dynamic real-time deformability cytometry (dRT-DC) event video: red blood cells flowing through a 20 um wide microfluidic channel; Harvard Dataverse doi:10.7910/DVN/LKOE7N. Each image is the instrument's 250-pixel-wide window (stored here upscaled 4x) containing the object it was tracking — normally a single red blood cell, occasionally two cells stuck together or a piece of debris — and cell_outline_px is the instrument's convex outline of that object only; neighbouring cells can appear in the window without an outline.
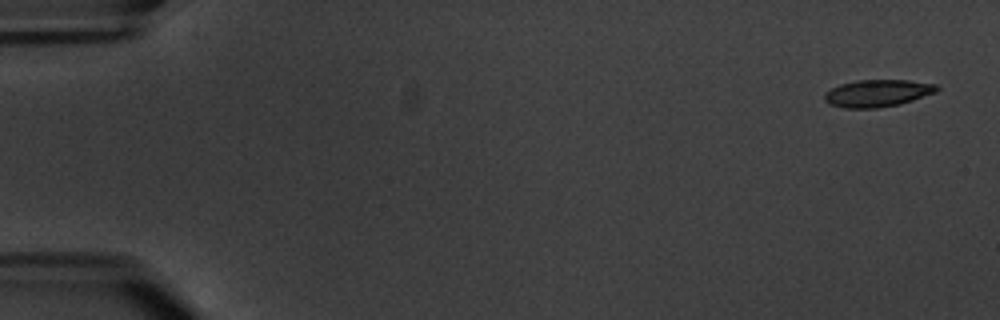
{"species": "common noctule bat (a hibernating species)", "species_latin": "Nyctalus noctula", "temperature_condition": "warm", "stored_images_in_passage": 10, "camera_frame_rate_fps": 3000, "um_per_image_px": 0.085, "animal": {"sex": "male", "body_mass_g": 20.1, "forearm_length_mm": 53.5}, "frame": {"image": 1, "passage_image": 1, "time_ms": 0.0, "image_size_px": [1000, 320], "cell_outline_px": [[940, 88], [936, 92], [900, 104], [876, 108], [844, 108], [828, 104], [824, 100], [824, 92], [840, 84], [856, 80], [908, 80], [936, 84]], "centroid_in_image_um": [74.56, 7.92], "position_along_channel_um": 10.4, "area_um2": 17.86}}
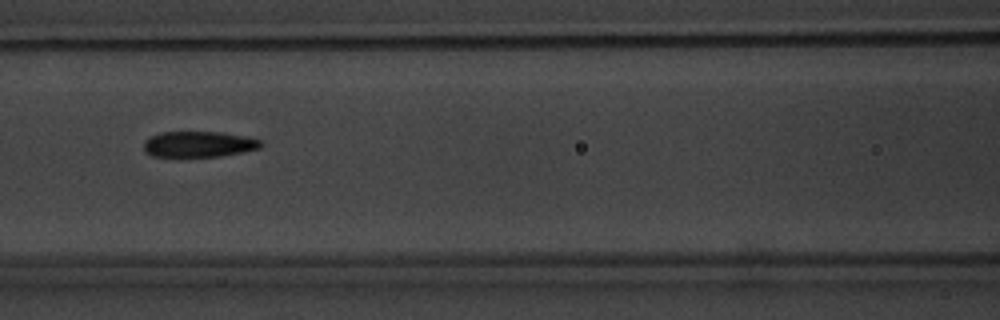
{"frame": {"image": 2, "passage_image": 8, "time_ms": 8.333, "image_size_px": [1000, 320], "cell_outline_px": [[264, 144], [260, 148], [244, 152], [220, 156], [152, 156], [144, 152], [144, 140], [148, 136], [160, 132], [224, 132], [248, 136], [260, 140]], "centroid_in_image_um": [16.9, 12.24], "position_along_channel_um": 149.7, "area_um2": 17.86}}
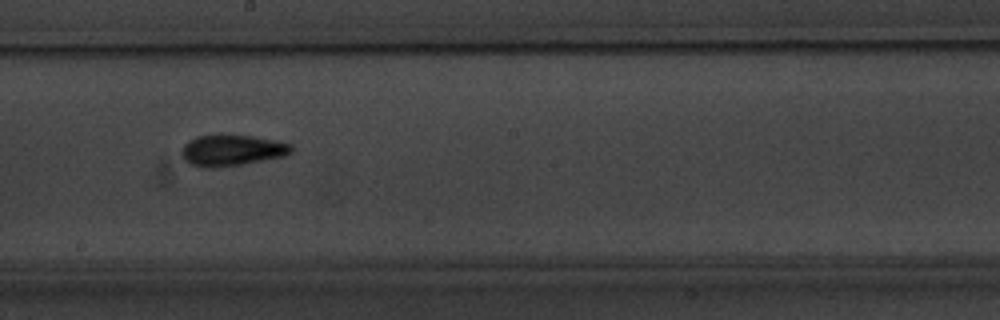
{"frame": {"image": 3, "passage_image": 10, "time_ms": 10.667, "image_size_px": [1000, 320], "cell_outline_px": [[292, 152], [288, 156], [244, 164], [204, 168], [192, 164], [184, 160], [180, 152], [184, 144], [188, 140], [196, 136], [220, 132], [252, 136], [292, 144]], "centroid_in_image_um": [19.69, 12.74], "position_along_channel_um": 228.5, "area_um2": 20.52}}